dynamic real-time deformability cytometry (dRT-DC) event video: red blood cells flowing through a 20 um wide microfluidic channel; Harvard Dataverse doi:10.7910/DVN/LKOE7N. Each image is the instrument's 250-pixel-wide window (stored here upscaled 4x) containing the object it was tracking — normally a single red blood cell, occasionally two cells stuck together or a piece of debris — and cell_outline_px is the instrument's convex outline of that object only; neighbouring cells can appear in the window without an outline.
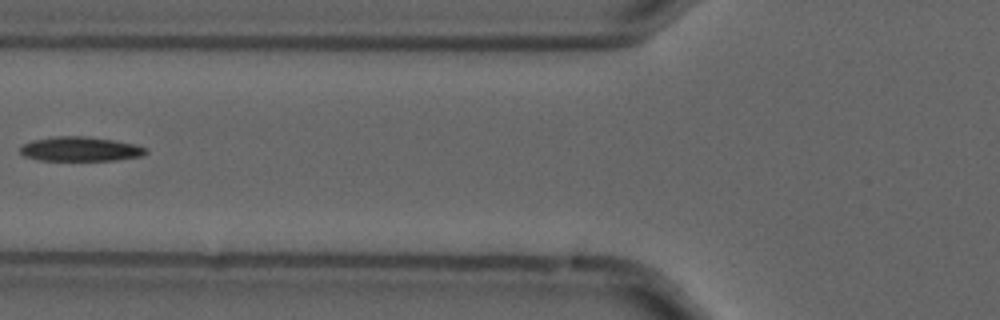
{"species": "common noctule bat (a hibernating species)", "species_latin": "Nyctalus noctula", "temperature_condition": "cold", "stored_images_in_passage": 3, "camera_frame_rate_fps": 3000, "um_per_image_px": 0.085, "animal": {"sex": "male", "forearm_length_mm": 52.5}, "frame": {"image": 1, "passage_image": 3, "time_ms": 0.667, "image_size_px": [1000, 320], "cell_outline_px": [[148, 152], [140, 156], [116, 160], [40, 160], [24, 156], [20, 152], [20, 148], [24, 144], [32, 140], [52, 136], [88, 136], [116, 140], [136, 144], [148, 148]], "centroid_in_image_um": [6.85, 12.65], "position_along_channel_um": 118.9, "area_um2": 18.03}}